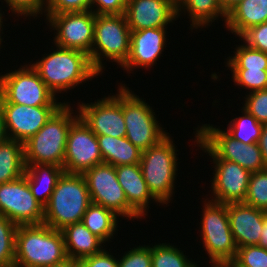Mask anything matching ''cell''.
I'll return each mask as SVG.
<instances>
[{"instance_id":"d590c367","label":"cell","mask_w":267,"mask_h":267,"mask_svg":"<svg viewBox=\"0 0 267 267\" xmlns=\"http://www.w3.org/2000/svg\"><path fill=\"white\" fill-rule=\"evenodd\" d=\"M9 6V11L11 10L12 15L17 14L18 18L23 16L37 17L38 15H44L46 10L47 0H3Z\"/></svg>"},{"instance_id":"4316f807","label":"cell","mask_w":267,"mask_h":267,"mask_svg":"<svg viewBox=\"0 0 267 267\" xmlns=\"http://www.w3.org/2000/svg\"><path fill=\"white\" fill-rule=\"evenodd\" d=\"M119 217L112 210L91 202L83 215L82 223L104 243H108L116 234Z\"/></svg>"},{"instance_id":"ba28073f","label":"cell","mask_w":267,"mask_h":267,"mask_svg":"<svg viewBox=\"0 0 267 267\" xmlns=\"http://www.w3.org/2000/svg\"><path fill=\"white\" fill-rule=\"evenodd\" d=\"M201 240L208 253L211 267H223L232 262L237 254V245L230 229L227 204L210 199L203 201Z\"/></svg>"},{"instance_id":"8d00e7d4","label":"cell","mask_w":267,"mask_h":267,"mask_svg":"<svg viewBox=\"0 0 267 267\" xmlns=\"http://www.w3.org/2000/svg\"><path fill=\"white\" fill-rule=\"evenodd\" d=\"M244 99L243 108L253 115L258 122L267 123V89L249 92Z\"/></svg>"},{"instance_id":"bcb514c9","label":"cell","mask_w":267,"mask_h":267,"mask_svg":"<svg viewBox=\"0 0 267 267\" xmlns=\"http://www.w3.org/2000/svg\"><path fill=\"white\" fill-rule=\"evenodd\" d=\"M52 267H81L80 261L79 260H74V259H67L66 261L56 264Z\"/></svg>"},{"instance_id":"7bdbcfd3","label":"cell","mask_w":267,"mask_h":267,"mask_svg":"<svg viewBox=\"0 0 267 267\" xmlns=\"http://www.w3.org/2000/svg\"><path fill=\"white\" fill-rule=\"evenodd\" d=\"M258 145L260 147L264 162L267 166V123L263 124Z\"/></svg>"},{"instance_id":"277c9868","label":"cell","mask_w":267,"mask_h":267,"mask_svg":"<svg viewBox=\"0 0 267 267\" xmlns=\"http://www.w3.org/2000/svg\"><path fill=\"white\" fill-rule=\"evenodd\" d=\"M90 203L84 176L63 172L44 207L43 223L61 231L68 225L82 222Z\"/></svg>"},{"instance_id":"f6af8a7d","label":"cell","mask_w":267,"mask_h":267,"mask_svg":"<svg viewBox=\"0 0 267 267\" xmlns=\"http://www.w3.org/2000/svg\"><path fill=\"white\" fill-rule=\"evenodd\" d=\"M260 234V246H264L267 248V216L264 219L262 232Z\"/></svg>"},{"instance_id":"7dc6e473","label":"cell","mask_w":267,"mask_h":267,"mask_svg":"<svg viewBox=\"0 0 267 267\" xmlns=\"http://www.w3.org/2000/svg\"><path fill=\"white\" fill-rule=\"evenodd\" d=\"M8 139V135L6 132L5 123L3 121V116L0 112V143L6 141Z\"/></svg>"},{"instance_id":"ffe728a7","label":"cell","mask_w":267,"mask_h":267,"mask_svg":"<svg viewBox=\"0 0 267 267\" xmlns=\"http://www.w3.org/2000/svg\"><path fill=\"white\" fill-rule=\"evenodd\" d=\"M230 229L238 248L260 245L267 212L243 202L227 204Z\"/></svg>"},{"instance_id":"6da1fadb","label":"cell","mask_w":267,"mask_h":267,"mask_svg":"<svg viewBox=\"0 0 267 267\" xmlns=\"http://www.w3.org/2000/svg\"><path fill=\"white\" fill-rule=\"evenodd\" d=\"M67 259L62 231L44 223L18 225L14 267H52Z\"/></svg>"},{"instance_id":"5b68a950","label":"cell","mask_w":267,"mask_h":267,"mask_svg":"<svg viewBox=\"0 0 267 267\" xmlns=\"http://www.w3.org/2000/svg\"><path fill=\"white\" fill-rule=\"evenodd\" d=\"M178 150L168 134L156 145L142 151L140 167L152 196L161 204L170 203L174 193Z\"/></svg>"},{"instance_id":"30bf717a","label":"cell","mask_w":267,"mask_h":267,"mask_svg":"<svg viewBox=\"0 0 267 267\" xmlns=\"http://www.w3.org/2000/svg\"><path fill=\"white\" fill-rule=\"evenodd\" d=\"M123 84V115L126 138L139 150L156 145L169 133L161 127L152 107Z\"/></svg>"},{"instance_id":"5bb4252c","label":"cell","mask_w":267,"mask_h":267,"mask_svg":"<svg viewBox=\"0 0 267 267\" xmlns=\"http://www.w3.org/2000/svg\"><path fill=\"white\" fill-rule=\"evenodd\" d=\"M0 216L16 225L43 223L44 207L31 193L25 174L0 184Z\"/></svg>"},{"instance_id":"2e32d148","label":"cell","mask_w":267,"mask_h":267,"mask_svg":"<svg viewBox=\"0 0 267 267\" xmlns=\"http://www.w3.org/2000/svg\"><path fill=\"white\" fill-rule=\"evenodd\" d=\"M60 107L0 103V112L8 138L25 143L45 125Z\"/></svg>"},{"instance_id":"8fae6325","label":"cell","mask_w":267,"mask_h":267,"mask_svg":"<svg viewBox=\"0 0 267 267\" xmlns=\"http://www.w3.org/2000/svg\"><path fill=\"white\" fill-rule=\"evenodd\" d=\"M86 180L92 203L110 209L121 218L141 219L142 217L128 204L125 193L117 180L115 167L99 164L82 174Z\"/></svg>"},{"instance_id":"f907efd6","label":"cell","mask_w":267,"mask_h":267,"mask_svg":"<svg viewBox=\"0 0 267 267\" xmlns=\"http://www.w3.org/2000/svg\"><path fill=\"white\" fill-rule=\"evenodd\" d=\"M2 37H1V35H0V47L2 48V46H1V43L3 42V38L1 39Z\"/></svg>"},{"instance_id":"83f0119b","label":"cell","mask_w":267,"mask_h":267,"mask_svg":"<svg viewBox=\"0 0 267 267\" xmlns=\"http://www.w3.org/2000/svg\"><path fill=\"white\" fill-rule=\"evenodd\" d=\"M24 143L7 139L0 143V184L25 174Z\"/></svg>"},{"instance_id":"7a4b0ae2","label":"cell","mask_w":267,"mask_h":267,"mask_svg":"<svg viewBox=\"0 0 267 267\" xmlns=\"http://www.w3.org/2000/svg\"><path fill=\"white\" fill-rule=\"evenodd\" d=\"M56 47L52 53H45L40 61L30 63L56 96L100 75L92 67L89 55L85 52Z\"/></svg>"},{"instance_id":"b9f144b4","label":"cell","mask_w":267,"mask_h":267,"mask_svg":"<svg viewBox=\"0 0 267 267\" xmlns=\"http://www.w3.org/2000/svg\"><path fill=\"white\" fill-rule=\"evenodd\" d=\"M79 261L81 267H118V258L116 259L105 248L101 252Z\"/></svg>"},{"instance_id":"44dd1931","label":"cell","mask_w":267,"mask_h":267,"mask_svg":"<svg viewBox=\"0 0 267 267\" xmlns=\"http://www.w3.org/2000/svg\"><path fill=\"white\" fill-rule=\"evenodd\" d=\"M117 180L124 190L128 204L141 216L148 214L150 201L159 203L150 193L140 164L116 166ZM152 199V200H151ZM148 207V208H147Z\"/></svg>"},{"instance_id":"f1b7e54d","label":"cell","mask_w":267,"mask_h":267,"mask_svg":"<svg viewBox=\"0 0 267 267\" xmlns=\"http://www.w3.org/2000/svg\"><path fill=\"white\" fill-rule=\"evenodd\" d=\"M241 115L230 120L225 131L244 144L258 143L263 124L242 107Z\"/></svg>"},{"instance_id":"484cf974","label":"cell","mask_w":267,"mask_h":267,"mask_svg":"<svg viewBox=\"0 0 267 267\" xmlns=\"http://www.w3.org/2000/svg\"><path fill=\"white\" fill-rule=\"evenodd\" d=\"M183 12H187L189 16L192 30L206 28L219 18H223L225 23L227 16L222 10L220 0H177V18H180Z\"/></svg>"},{"instance_id":"e575fe53","label":"cell","mask_w":267,"mask_h":267,"mask_svg":"<svg viewBox=\"0 0 267 267\" xmlns=\"http://www.w3.org/2000/svg\"><path fill=\"white\" fill-rule=\"evenodd\" d=\"M232 263L236 267H267V248L260 245L242 246Z\"/></svg>"},{"instance_id":"d4e9b609","label":"cell","mask_w":267,"mask_h":267,"mask_svg":"<svg viewBox=\"0 0 267 267\" xmlns=\"http://www.w3.org/2000/svg\"><path fill=\"white\" fill-rule=\"evenodd\" d=\"M97 139L103 163L114 167L140 163L141 150L126 137L100 135Z\"/></svg>"},{"instance_id":"681fc988","label":"cell","mask_w":267,"mask_h":267,"mask_svg":"<svg viewBox=\"0 0 267 267\" xmlns=\"http://www.w3.org/2000/svg\"><path fill=\"white\" fill-rule=\"evenodd\" d=\"M223 267H236L232 262L225 264Z\"/></svg>"},{"instance_id":"603a6c76","label":"cell","mask_w":267,"mask_h":267,"mask_svg":"<svg viewBox=\"0 0 267 267\" xmlns=\"http://www.w3.org/2000/svg\"><path fill=\"white\" fill-rule=\"evenodd\" d=\"M267 22V0H242L226 16L225 27L240 36L248 28Z\"/></svg>"},{"instance_id":"8992f818","label":"cell","mask_w":267,"mask_h":267,"mask_svg":"<svg viewBox=\"0 0 267 267\" xmlns=\"http://www.w3.org/2000/svg\"><path fill=\"white\" fill-rule=\"evenodd\" d=\"M194 134L197 147L199 146L213 160L237 163L251 173L267 168L258 143L244 144L234 139L225 130L210 124L197 127Z\"/></svg>"},{"instance_id":"7c38bea8","label":"cell","mask_w":267,"mask_h":267,"mask_svg":"<svg viewBox=\"0 0 267 267\" xmlns=\"http://www.w3.org/2000/svg\"><path fill=\"white\" fill-rule=\"evenodd\" d=\"M44 15L47 25L55 31L54 46L91 54L95 26V14L91 10Z\"/></svg>"},{"instance_id":"60d3db41","label":"cell","mask_w":267,"mask_h":267,"mask_svg":"<svg viewBox=\"0 0 267 267\" xmlns=\"http://www.w3.org/2000/svg\"><path fill=\"white\" fill-rule=\"evenodd\" d=\"M127 2L128 0H90V10L95 15L125 14Z\"/></svg>"},{"instance_id":"7402d4cb","label":"cell","mask_w":267,"mask_h":267,"mask_svg":"<svg viewBox=\"0 0 267 267\" xmlns=\"http://www.w3.org/2000/svg\"><path fill=\"white\" fill-rule=\"evenodd\" d=\"M69 259L81 260L101 252L104 242L82 222L73 223L61 230Z\"/></svg>"},{"instance_id":"e0dca14e","label":"cell","mask_w":267,"mask_h":267,"mask_svg":"<svg viewBox=\"0 0 267 267\" xmlns=\"http://www.w3.org/2000/svg\"><path fill=\"white\" fill-rule=\"evenodd\" d=\"M212 161L215 169L211 180L213 196L209 199L222 204L244 202L251 172L227 160Z\"/></svg>"},{"instance_id":"3957f363","label":"cell","mask_w":267,"mask_h":267,"mask_svg":"<svg viewBox=\"0 0 267 267\" xmlns=\"http://www.w3.org/2000/svg\"><path fill=\"white\" fill-rule=\"evenodd\" d=\"M71 107L65 101L45 125L24 143L25 165L47 164L63 167L70 126L79 117L78 111L73 112Z\"/></svg>"},{"instance_id":"4dcf8cb0","label":"cell","mask_w":267,"mask_h":267,"mask_svg":"<svg viewBox=\"0 0 267 267\" xmlns=\"http://www.w3.org/2000/svg\"><path fill=\"white\" fill-rule=\"evenodd\" d=\"M233 56L227 57L228 69L267 70V53L241 43Z\"/></svg>"},{"instance_id":"1f68e13d","label":"cell","mask_w":267,"mask_h":267,"mask_svg":"<svg viewBox=\"0 0 267 267\" xmlns=\"http://www.w3.org/2000/svg\"><path fill=\"white\" fill-rule=\"evenodd\" d=\"M17 227L11 220L0 216V267H14Z\"/></svg>"},{"instance_id":"c3c4849f","label":"cell","mask_w":267,"mask_h":267,"mask_svg":"<svg viewBox=\"0 0 267 267\" xmlns=\"http://www.w3.org/2000/svg\"><path fill=\"white\" fill-rule=\"evenodd\" d=\"M2 11H1V8H0V35H2L1 33H3L2 31H3V19L2 18H4V17H2L3 16V14L1 13ZM2 28V29H1Z\"/></svg>"},{"instance_id":"9a60e30c","label":"cell","mask_w":267,"mask_h":267,"mask_svg":"<svg viewBox=\"0 0 267 267\" xmlns=\"http://www.w3.org/2000/svg\"><path fill=\"white\" fill-rule=\"evenodd\" d=\"M102 163L97 136L78 117L71 124L68 133L63 162L64 172L83 174Z\"/></svg>"},{"instance_id":"52a82bcc","label":"cell","mask_w":267,"mask_h":267,"mask_svg":"<svg viewBox=\"0 0 267 267\" xmlns=\"http://www.w3.org/2000/svg\"><path fill=\"white\" fill-rule=\"evenodd\" d=\"M131 30L125 14L95 15L94 38L91 54L92 67L102 75L103 58L122 66L130 52ZM113 60V61H112Z\"/></svg>"},{"instance_id":"ab89813d","label":"cell","mask_w":267,"mask_h":267,"mask_svg":"<svg viewBox=\"0 0 267 267\" xmlns=\"http://www.w3.org/2000/svg\"><path fill=\"white\" fill-rule=\"evenodd\" d=\"M90 10V0H47L45 14L85 12Z\"/></svg>"},{"instance_id":"ee69618b","label":"cell","mask_w":267,"mask_h":267,"mask_svg":"<svg viewBox=\"0 0 267 267\" xmlns=\"http://www.w3.org/2000/svg\"><path fill=\"white\" fill-rule=\"evenodd\" d=\"M242 0H220L222 10L227 14L234 6Z\"/></svg>"},{"instance_id":"9c48e42d","label":"cell","mask_w":267,"mask_h":267,"mask_svg":"<svg viewBox=\"0 0 267 267\" xmlns=\"http://www.w3.org/2000/svg\"><path fill=\"white\" fill-rule=\"evenodd\" d=\"M37 71L29 64L0 74V103L26 106H62Z\"/></svg>"},{"instance_id":"f546056e","label":"cell","mask_w":267,"mask_h":267,"mask_svg":"<svg viewBox=\"0 0 267 267\" xmlns=\"http://www.w3.org/2000/svg\"><path fill=\"white\" fill-rule=\"evenodd\" d=\"M152 267H199L174 245L159 243L151 247Z\"/></svg>"},{"instance_id":"74e56055","label":"cell","mask_w":267,"mask_h":267,"mask_svg":"<svg viewBox=\"0 0 267 267\" xmlns=\"http://www.w3.org/2000/svg\"><path fill=\"white\" fill-rule=\"evenodd\" d=\"M125 253L118 259V267H152L151 245H139Z\"/></svg>"},{"instance_id":"4fadbf2b","label":"cell","mask_w":267,"mask_h":267,"mask_svg":"<svg viewBox=\"0 0 267 267\" xmlns=\"http://www.w3.org/2000/svg\"><path fill=\"white\" fill-rule=\"evenodd\" d=\"M117 94L90 103L79 102L78 114L96 135L126 137L123 115V84L117 87Z\"/></svg>"},{"instance_id":"cb8c5ba5","label":"cell","mask_w":267,"mask_h":267,"mask_svg":"<svg viewBox=\"0 0 267 267\" xmlns=\"http://www.w3.org/2000/svg\"><path fill=\"white\" fill-rule=\"evenodd\" d=\"M63 167L47 164L26 165L25 178L35 199L45 207L63 174Z\"/></svg>"},{"instance_id":"ac0fdd59","label":"cell","mask_w":267,"mask_h":267,"mask_svg":"<svg viewBox=\"0 0 267 267\" xmlns=\"http://www.w3.org/2000/svg\"><path fill=\"white\" fill-rule=\"evenodd\" d=\"M125 16L131 31L167 27L177 20V0H128Z\"/></svg>"},{"instance_id":"f35d334b","label":"cell","mask_w":267,"mask_h":267,"mask_svg":"<svg viewBox=\"0 0 267 267\" xmlns=\"http://www.w3.org/2000/svg\"><path fill=\"white\" fill-rule=\"evenodd\" d=\"M239 38L247 46L267 53V22L248 28Z\"/></svg>"},{"instance_id":"d6986e66","label":"cell","mask_w":267,"mask_h":267,"mask_svg":"<svg viewBox=\"0 0 267 267\" xmlns=\"http://www.w3.org/2000/svg\"><path fill=\"white\" fill-rule=\"evenodd\" d=\"M167 28H147L131 31L130 52L126 62L121 66L131 73L136 68H151L157 64L164 47L166 48Z\"/></svg>"},{"instance_id":"d6a6232c","label":"cell","mask_w":267,"mask_h":267,"mask_svg":"<svg viewBox=\"0 0 267 267\" xmlns=\"http://www.w3.org/2000/svg\"><path fill=\"white\" fill-rule=\"evenodd\" d=\"M243 203L267 212V168L251 173Z\"/></svg>"},{"instance_id":"836d02e7","label":"cell","mask_w":267,"mask_h":267,"mask_svg":"<svg viewBox=\"0 0 267 267\" xmlns=\"http://www.w3.org/2000/svg\"><path fill=\"white\" fill-rule=\"evenodd\" d=\"M235 85L249 92L267 89V70L229 69Z\"/></svg>"}]
</instances>
